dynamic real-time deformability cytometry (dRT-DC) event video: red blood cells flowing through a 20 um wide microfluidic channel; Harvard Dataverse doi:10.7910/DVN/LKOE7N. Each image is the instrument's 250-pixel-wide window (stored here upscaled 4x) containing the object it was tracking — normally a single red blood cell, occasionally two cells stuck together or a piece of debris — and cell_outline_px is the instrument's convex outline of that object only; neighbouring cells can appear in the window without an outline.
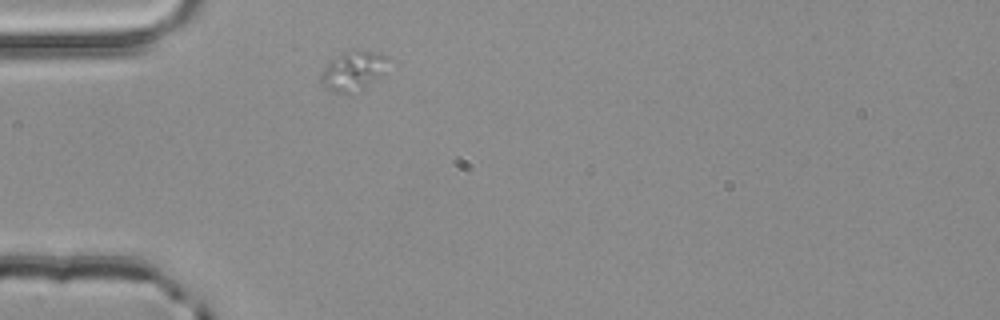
{"species": "common noctule bat (a hibernating species)", "species_latin": "Nyctalus noctula", "temperature_condition": "room temperature", "stored_images_in_passage": 1, "camera_frame_rate_fps": 3000, "um_per_image_px": 0.085, "animal": {"sex": "male", "body_mass_g": 20.4}, "frame": {"image": 1, "passage_image": 1, "time_ms": 0.0, "image_size_px": [1000, 320], "cell_outline_px": [[388, 56], [380, 76], [348, 92], [336, 92], [324, 88], [320, 84], [320, 72], [328, 60], [352, 48], [380, 52]], "centroid_in_image_um": [29.92, 5.93], "position_along_channel_um": 55.1, "area_um2": 15.09}}